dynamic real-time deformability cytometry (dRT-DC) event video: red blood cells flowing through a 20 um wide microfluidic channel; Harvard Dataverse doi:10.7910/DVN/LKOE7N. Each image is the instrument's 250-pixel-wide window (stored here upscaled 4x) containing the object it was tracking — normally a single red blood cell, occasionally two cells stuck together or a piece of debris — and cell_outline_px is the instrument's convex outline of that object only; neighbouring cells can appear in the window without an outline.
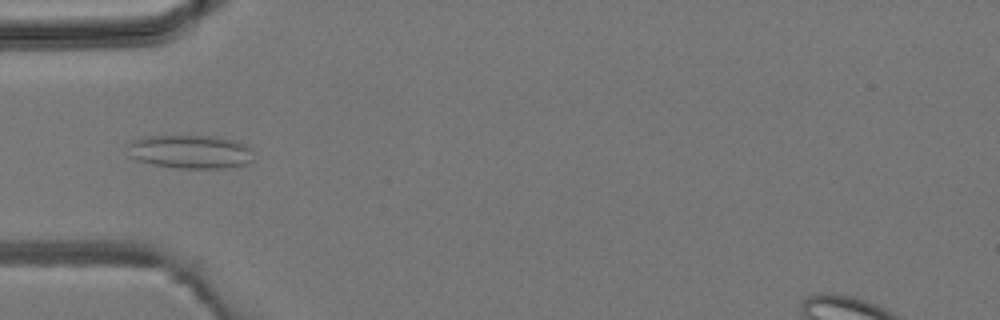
{"species": "common noctule bat (a hibernating species)", "species_latin": "Nyctalus noctula", "temperature_condition": "room temperature", "stored_images_in_passage": 4, "camera_frame_rate_fps": 3000, "um_per_image_px": 0.085, "animal": {"sex": "male", "body_mass_g": 19.2, "forearm_length_mm": 51.8}, "frame": {"image": 1, "passage_image": 4, "time_ms": 4.333, "image_size_px": [1000, 320], "cell_outline_px": [[252, 160], [248, 164], [224, 168], [180, 168], [156, 164], [136, 160], [128, 156], [128, 144], [132, 140], [144, 136], [212, 136], [232, 140], [244, 144], [252, 148]], "centroid_in_image_um": [16.17, 12.89], "position_along_channel_um": 68.8, "area_um2": 24.62}}